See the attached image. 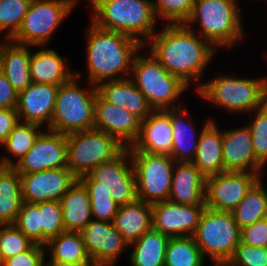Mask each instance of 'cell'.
I'll list each match as a JSON object with an SVG mask.
<instances>
[{
    "label": "cell",
    "instance_id": "2e32d148",
    "mask_svg": "<svg viewBox=\"0 0 267 266\" xmlns=\"http://www.w3.org/2000/svg\"><path fill=\"white\" fill-rule=\"evenodd\" d=\"M205 205H181L170 200L152 204L153 229L169 237L193 236Z\"/></svg>",
    "mask_w": 267,
    "mask_h": 266
},
{
    "label": "cell",
    "instance_id": "4316f807",
    "mask_svg": "<svg viewBox=\"0 0 267 266\" xmlns=\"http://www.w3.org/2000/svg\"><path fill=\"white\" fill-rule=\"evenodd\" d=\"M37 47L40 50L31 53L29 62L32 82L60 86L75 76V71L70 70L69 64L65 63V59L56 50L44 49L46 46Z\"/></svg>",
    "mask_w": 267,
    "mask_h": 266
},
{
    "label": "cell",
    "instance_id": "1f68e13d",
    "mask_svg": "<svg viewBox=\"0 0 267 266\" xmlns=\"http://www.w3.org/2000/svg\"><path fill=\"white\" fill-rule=\"evenodd\" d=\"M45 252L52 262L86 263L93 262L85 248L80 232L65 231L50 239Z\"/></svg>",
    "mask_w": 267,
    "mask_h": 266
},
{
    "label": "cell",
    "instance_id": "ac0fdd59",
    "mask_svg": "<svg viewBox=\"0 0 267 266\" xmlns=\"http://www.w3.org/2000/svg\"><path fill=\"white\" fill-rule=\"evenodd\" d=\"M141 119L123 107L105 101L98 93L95 101L94 128L115 137L128 148L137 140Z\"/></svg>",
    "mask_w": 267,
    "mask_h": 266
},
{
    "label": "cell",
    "instance_id": "c3c4849f",
    "mask_svg": "<svg viewBox=\"0 0 267 266\" xmlns=\"http://www.w3.org/2000/svg\"><path fill=\"white\" fill-rule=\"evenodd\" d=\"M12 157L2 156L0 159V172L6 169L7 167H12L14 165V159Z\"/></svg>",
    "mask_w": 267,
    "mask_h": 266
},
{
    "label": "cell",
    "instance_id": "d590c367",
    "mask_svg": "<svg viewBox=\"0 0 267 266\" xmlns=\"http://www.w3.org/2000/svg\"><path fill=\"white\" fill-rule=\"evenodd\" d=\"M31 2L32 0H0V34H5V40H10L18 32Z\"/></svg>",
    "mask_w": 267,
    "mask_h": 266
},
{
    "label": "cell",
    "instance_id": "6da1fadb",
    "mask_svg": "<svg viewBox=\"0 0 267 266\" xmlns=\"http://www.w3.org/2000/svg\"><path fill=\"white\" fill-rule=\"evenodd\" d=\"M158 31L144 46H150L149 51L168 72L188 87L199 82L216 48L197 34L194 27L188 28L185 24H165Z\"/></svg>",
    "mask_w": 267,
    "mask_h": 266
},
{
    "label": "cell",
    "instance_id": "7bdbcfd3",
    "mask_svg": "<svg viewBox=\"0 0 267 266\" xmlns=\"http://www.w3.org/2000/svg\"><path fill=\"white\" fill-rule=\"evenodd\" d=\"M225 266H267V247L239 243Z\"/></svg>",
    "mask_w": 267,
    "mask_h": 266
},
{
    "label": "cell",
    "instance_id": "7c38bea8",
    "mask_svg": "<svg viewBox=\"0 0 267 266\" xmlns=\"http://www.w3.org/2000/svg\"><path fill=\"white\" fill-rule=\"evenodd\" d=\"M129 153L136 176L137 199L149 204L168 200L175 160L169 155Z\"/></svg>",
    "mask_w": 267,
    "mask_h": 266
},
{
    "label": "cell",
    "instance_id": "ba28073f",
    "mask_svg": "<svg viewBox=\"0 0 267 266\" xmlns=\"http://www.w3.org/2000/svg\"><path fill=\"white\" fill-rule=\"evenodd\" d=\"M240 233L232 212L205 208L192 237L214 266H225L240 243Z\"/></svg>",
    "mask_w": 267,
    "mask_h": 266
},
{
    "label": "cell",
    "instance_id": "ab89813d",
    "mask_svg": "<svg viewBox=\"0 0 267 266\" xmlns=\"http://www.w3.org/2000/svg\"><path fill=\"white\" fill-rule=\"evenodd\" d=\"M251 113L253 118L246 124L252 137V145L256 159L266 167L267 165V102Z\"/></svg>",
    "mask_w": 267,
    "mask_h": 266
},
{
    "label": "cell",
    "instance_id": "d6986e66",
    "mask_svg": "<svg viewBox=\"0 0 267 266\" xmlns=\"http://www.w3.org/2000/svg\"><path fill=\"white\" fill-rule=\"evenodd\" d=\"M58 85L32 82L18 94L17 113L20 122L51 126ZM46 123V124H45Z\"/></svg>",
    "mask_w": 267,
    "mask_h": 266
},
{
    "label": "cell",
    "instance_id": "5b68a950",
    "mask_svg": "<svg viewBox=\"0 0 267 266\" xmlns=\"http://www.w3.org/2000/svg\"><path fill=\"white\" fill-rule=\"evenodd\" d=\"M203 100L211 102L224 110L233 113L250 114L267 102V90L264 77L250 79L233 77L231 74H216L206 83L201 81L195 87Z\"/></svg>",
    "mask_w": 267,
    "mask_h": 266
},
{
    "label": "cell",
    "instance_id": "30bf717a",
    "mask_svg": "<svg viewBox=\"0 0 267 266\" xmlns=\"http://www.w3.org/2000/svg\"><path fill=\"white\" fill-rule=\"evenodd\" d=\"M76 3L78 0H32L18 32L10 40L34 47L48 45Z\"/></svg>",
    "mask_w": 267,
    "mask_h": 266
},
{
    "label": "cell",
    "instance_id": "52a82bcc",
    "mask_svg": "<svg viewBox=\"0 0 267 266\" xmlns=\"http://www.w3.org/2000/svg\"><path fill=\"white\" fill-rule=\"evenodd\" d=\"M80 71L68 82L58 87L50 129L63 134L94 128V111L97 88L79 87Z\"/></svg>",
    "mask_w": 267,
    "mask_h": 266
},
{
    "label": "cell",
    "instance_id": "5bb4252c",
    "mask_svg": "<svg viewBox=\"0 0 267 266\" xmlns=\"http://www.w3.org/2000/svg\"><path fill=\"white\" fill-rule=\"evenodd\" d=\"M46 130L39 133L26 155L12 166L19 174L67 167V134Z\"/></svg>",
    "mask_w": 267,
    "mask_h": 266
},
{
    "label": "cell",
    "instance_id": "9c48e42d",
    "mask_svg": "<svg viewBox=\"0 0 267 266\" xmlns=\"http://www.w3.org/2000/svg\"><path fill=\"white\" fill-rule=\"evenodd\" d=\"M125 148L115 137L95 128L67 134V168L79 179Z\"/></svg>",
    "mask_w": 267,
    "mask_h": 266
},
{
    "label": "cell",
    "instance_id": "836d02e7",
    "mask_svg": "<svg viewBox=\"0 0 267 266\" xmlns=\"http://www.w3.org/2000/svg\"><path fill=\"white\" fill-rule=\"evenodd\" d=\"M205 257L192 236L170 237L164 266H205Z\"/></svg>",
    "mask_w": 267,
    "mask_h": 266
},
{
    "label": "cell",
    "instance_id": "cb8c5ba5",
    "mask_svg": "<svg viewBox=\"0 0 267 266\" xmlns=\"http://www.w3.org/2000/svg\"><path fill=\"white\" fill-rule=\"evenodd\" d=\"M183 107L185 106L170 109V124L173 134L171 157L175 162H192L203 128L201 127L200 131L195 128V119H191L192 117Z\"/></svg>",
    "mask_w": 267,
    "mask_h": 266
},
{
    "label": "cell",
    "instance_id": "7402d4cb",
    "mask_svg": "<svg viewBox=\"0 0 267 266\" xmlns=\"http://www.w3.org/2000/svg\"><path fill=\"white\" fill-rule=\"evenodd\" d=\"M206 176L192 162H176L168 200L181 205H205Z\"/></svg>",
    "mask_w": 267,
    "mask_h": 266
},
{
    "label": "cell",
    "instance_id": "7a4b0ae2",
    "mask_svg": "<svg viewBox=\"0 0 267 266\" xmlns=\"http://www.w3.org/2000/svg\"><path fill=\"white\" fill-rule=\"evenodd\" d=\"M86 33L89 85L129 78L135 55L146 47L128 35L99 28L92 22Z\"/></svg>",
    "mask_w": 267,
    "mask_h": 266
},
{
    "label": "cell",
    "instance_id": "7dc6e473",
    "mask_svg": "<svg viewBox=\"0 0 267 266\" xmlns=\"http://www.w3.org/2000/svg\"><path fill=\"white\" fill-rule=\"evenodd\" d=\"M19 117L16 108H0V146L18 124Z\"/></svg>",
    "mask_w": 267,
    "mask_h": 266
},
{
    "label": "cell",
    "instance_id": "681fc988",
    "mask_svg": "<svg viewBox=\"0 0 267 266\" xmlns=\"http://www.w3.org/2000/svg\"><path fill=\"white\" fill-rule=\"evenodd\" d=\"M54 266H98L94 262H86V263H64V262H53Z\"/></svg>",
    "mask_w": 267,
    "mask_h": 266
},
{
    "label": "cell",
    "instance_id": "f35d334b",
    "mask_svg": "<svg viewBox=\"0 0 267 266\" xmlns=\"http://www.w3.org/2000/svg\"><path fill=\"white\" fill-rule=\"evenodd\" d=\"M14 225L34 244L43 246V228L40 219L39 203L23 201Z\"/></svg>",
    "mask_w": 267,
    "mask_h": 266
},
{
    "label": "cell",
    "instance_id": "8992f818",
    "mask_svg": "<svg viewBox=\"0 0 267 266\" xmlns=\"http://www.w3.org/2000/svg\"><path fill=\"white\" fill-rule=\"evenodd\" d=\"M147 52L149 54L145 57L137 52L130 73L132 76L129 78L143 93L154 111L182 106V102L179 104L177 100L189 87L169 73L152 52Z\"/></svg>",
    "mask_w": 267,
    "mask_h": 266
},
{
    "label": "cell",
    "instance_id": "f907efd6",
    "mask_svg": "<svg viewBox=\"0 0 267 266\" xmlns=\"http://www.w3.org/2000/svg\"><path fill=\"white\" fill-rule=\"evenodd\" d=\"M46 258H47V256L43 258V260L39 263L38 266H54V263L52 261L47 260V262H46Z\"/></svg>",
    "mask_w": 267,
    "mask_h": 266
},
{
    "label": "cell",
    "instance_id": "f1b7e54d",
    "mask_svg": "<svg viewBox=\"0 0 267 266\" xmlns=\"http://www.w3.org/2000/svg\"><path fill=\"white\" fill-rule=\"evenodd\" d=\"M60 203L65 231L80 232L93 219L88 190L79 179L61 197Z\"/></svg>",
    "mask_w": 267,
    "mask_h": 266
},
{
    "label": "cell",
    "instance_id": "816d5d0a",
    "mask_svg": "<svg viewBox=\"0 0 267 266\" xmlns=\"http://www.w3.org/2000/svg\"><path fill=\"white\" fill-rule=\"evenodd\" d=\"M264 82H265V87H266V90H267V76L264 77Z\"/></svg>",
    "mask_w": 267,
    "mask_h": 266
},
{
    "label": "cell",
    "instance_id": "e575fe53",
    "mask_svg": "<svg viewBox=\"0 0 267 266\" xmlns=\"http://www.w3.org/2000/svg\"><path fill=\"white\" fill-rule=\"evenodd\" d=\"M40 125L33 123L18 122L7 139L2 143L6 152L16 157L14 164L18 162L33 146L35 139L42 131Z\"/></svg>",
    "mask_w": 267,
    "mask_h": 266
},
{
    "label": "cell",
    "instance_id": "8d00e7d4",
    "mask_svg": "<svg viewBox=\"0 0 267 266\" xmlns=\"http://www.w3.org/2000/svg\"><path fill=\"white\" fill-rule=\"evenodd\" d=\"M156 19L166 24H185L189 19L195 0H151Z\"/></svg>",
    "mask_w": 267,
    "mask_h": 266
},
{
    "label": "cell",
    "instance_id": "74e56055",
    "mask_svg": "<svg viewBox=\"0 0 267 266\" xmlns=\"http://www.w3.org/2000/svg\"><path fill=\"white\" fill-rule=\"evenodd\" d=\"M34 243L14 224H0V265L8 258L30 249Z\"/></svg>",
    "mask_w": 267,
    "mask_h": 266
},
{
    "label": "cell",
    "instance_id": "ee69618b",
    "mask_svg": "<svg viewBox=\"0 0 267 266\" xmlns=\"http://www.w3.org/2000/svg\"><path fill=\"white\" fill-rule=\"evenodd\" d=\"M240 242L254 247H267V218L241 228Z\"/></svg>",
    "mask_w": 267,
    "mask_h": 266
},
{
    "label": "cell",
    "instance_id": "e0dca14e",
    "mask_svg": "<svg viewBox=\"0 0 267 266\" xmlns=\"http://www.w3.org/2000/svg\"><path fill=\"white\" fill-rule=\"evenodd\" d=\"M20 177L22 199L29 203L60 201L78 179L67 167L20 174Z\"/></svg>",
    "mask_w": 267,
    "mask_h": 266
},
{
    "label": "cell",
    "instance_id": "3957f363",
    "mask_svg": "<svg viewBox=\"0 0 267 266\" xmlns=\"http://www.w3.org/2000/svg\"><path fill=\"white\" fill-rule=\"evenodd\" d=\"M88 3L92 11L90 22L128 35L143 46L158 30L151 0H88Z\"/></svg>",
    "mask_w": 267,
    "mask_h": 266
},
{
    "label": "cell",
    "instance_id": "4fadbf2b",
    "mask_svg": "<svg viewBox=\"0 0 267 266\" xmlns=\"http://www.w3.org/2000/svg\"><path fill=\"white\" fill-rule=\"evenodd\" d=\"M259 178L257 173L249 171H225L206 177L205 207L232 212Z\"/></svg>",
    "mask_w": 267,
    "mask_h": 266
},
{
    "label": "cell",
    "instance_id": "83f0119b",
    "mask_svg": "<svg viewBox=\"0 0 267 266\" xmlns=\"http://www.w3.org/2000/svg\"><path fill=\"white\" fill-rule=\"evenodd\" d=\"M112 222L115 229L131 244L153 228L152 204L136 199L119 206Z\"/></svg>",
    "mask_w": 267,
    "mask_h": 266
},
{
    "label": "cell",
    "instance_id": "603a6c76",
    "mask_svg": "<svg viewBox=\"0 0 267 266\" xmlns=\"http://www.w3.org/2000/svg\"><path fill=\"white\" fill-rule=\"evenodd\" d=\"M97 93L107 102L123 107L139 119H147L154 109L130 78L99 83Z\"/></svg>",
    "mask_w": 267,
    "mask_h": 266
},
{
    "label": "cell",
    "instance_id": "f546056e",
    "mask_svg": "<svg viewBox=\"0 0 267 266\" xmlns=\"http://www.w3.org/2000/svg\"><path fill=\"white\" fill-rule=\"evenodd\" d=\"M169 236L155 229L144 233L131 246L130 266H164Z\"/></svg>",
    "mask_w": 267,
    "mask_h": 266
},
{
    "label": "cell",
    "instance_id": "bcb514c9",
    "mask_svg": "<svg viewBox=\"0 0 267 266\" xmlns=\"http://www.w3.org/2000/svg\"><path fill=\"white\" fill-rule=\"evenodd\" d=\"M18 93L0 70V108H17Z\"/></svg>",
    "mask_w": 267,
    "mask_h": 266
},
{
    "label": "cell",
    "instance_id": "277c9868",
    "mask_svg": "<svg viewBox=\"0 0 267 266\" xmlns=\"http://www.w3.org/2000/svg\"><path fill=\"white\" fill-rule=\"evenodd\" d=\"M239 0H195L189 19L185 22L192 28L196 22L199 34L216 49L234 47L244 38Z\"/></svg>",
    "mask_w": 267,
    "mask_h": 266
},
{
    "label": "cell",
    "instance_id": "44dd1931",
    "mask_svg": "<svg viewBox=\"0 0 267 266\" xmlns=\"http://www.w3.org/2000/svg\"><path fill=\"white\" fill-rule=\"evenodd\" d=\"M172 127L170 109L153 111L147 119L141 120L140 133L129 151L171 156Z\"/></svg>",
    "mask_w": 267,
    "mask_h": 266
},
{
    "label": "cell",
    "instance_id": "8fae6325",
    "mask_svg": "<svg viewBox=\"0 0 267 266\" xmlns=\"http://www.w3.org/2000/svg\"><path fill=\"white\" fill-rule=\"evenodd\" d=\"M79 180L87 190L109 192L118 206L132 203L137 199L136 176L128 148L113 160L96 166Z\"/></svg>",
    "mask_w": 267,
    "mask_h": 266
},
{
    "label": "cell",
    "instance_id": "f6af8a7d",
    "mask_svg": "<svg viewBox=\"0 0 267 266\" xmlns=\"http://www.w3.org/2000/svg\"><path fill=\"white\" fill-rule=\"evenodd\" d=\"M46 257L45 246L34 244L25 252L6 259L0 266H38Z\"/></svg>",
    "mask_w": 267,
    "mask_h": 266
},
{
    "label": "cell",
    "instance_id": "4dcf8cb0",
    "mask_svg": "<svg viewBox=\"0 0 267 266\" xmlns=\"http://www.w3.org/2000/svg\"><path fill=\"white\" fill-rule=\"evenodd\" d=\"M23 203L20 174L7 167L0 172V224H14Z\"/></svg>",
    "mask_w": 267,
    "mask_h": 266
},
{
    "label": "cell",
    "instance_id": "9a60e30c",
    "mask_svg": "<svg viewBox=\"0 0 267 266\" xmlns=\"http://www.w3.org/2000/svg\"><path fill=\"white\" fill-rule=\"evenodd\" d=\"M80 233L88 256L98 266H114L130 247L113 222L92 219Z\"/></svg>",
    "mask_w": 267,
    "mask_h": 266
},
{
    "label": "cell",
    "instance_id": "d6a6232c",
    "mask_svg": "<svg viewBox=\"0 0 267 266\" xmlns=\"http://www.w3.org/2000/svg\"><path fill=\"white\" fill-rule=\"evenodd\" d=\"M260 177L248 190L245 198L232 210L240 229L267 218V189Z\"/></svg>",
    "mask_w": 267,
    "mask_h": 266
},
{
    "label": "cell",
    "instance_id": "ffe728a7",
    "mask_svg": "<svg viewBox=\"0 0 267 266\" xmlns=\"http://www.w3.org/2000/svg\"><path fill=\"white\" fill-rule=\"evenodd\" d=\"M222 152L224 172L249 171L262 177L265 167L256 159L247 125L223 131Z\"/></svg>",
    "mask_w": 267,
    "mask_h": 266
},
{
    "label": "cell",
    "instance_id": "60d3db41",
    "mask_svg": "<svg viewBox=\"0 0 267 266\" xmlns=\"http://www.w3.org/2000/svg\"><path fill=\"white\" fill-rule=\"evenodd\" d=\"M39 212L43 228V246H45L50 239L65 232L62 206L60 201L39 202Z\"/></svg>",
    "mask_w": 267,
    "mask_h": 266
},
{
    "label": "cell",
    "instance_id": "d4e9b609",
    "mask_svg": "<svg viewBox=\"0 0 267 266\" xmlns=\"http://www.w3.org/2000/svg\"><path fill=\"white\" fill-rule=\"evenodd\" d=\"M202 127L192 163L208 177L224 172L223 131L218 128L219 126L213 118H209Z\"/></svg>",
    "mask_w": 267,
    "mask_h": 266
},
{
    "label": "cell",
    "instance_id": "484cf974",
    "mask_svg": "<svg viewBox=\"0 0 267 266\" xmlns=\"http://www.w3.org/2000/svg\"><path fill=\"white\" fill-rule=\"evenodd\" d=\"M29 47L7 39L0 44V70L18 94L32 83Z\"/></svg>",
    "mask_w": 267,
    "mask_h": 266
},
{
    "label": "cell",
    "instance_id": "b9f144b4",
    "mask_svg": "<svg viewBox=\"0 0 267 266\" xmlns=\"http://www.w3.org/2000/svg\"><path fill=\"white\" fill-rule=\"evenodd\" d=\"M91 213L94 220L112 222L119 206L111 198L110 193L104 190H88Z\"/></svg>",
    "mask_w": 267,
    "mask_h": 266
}]
</instances>
